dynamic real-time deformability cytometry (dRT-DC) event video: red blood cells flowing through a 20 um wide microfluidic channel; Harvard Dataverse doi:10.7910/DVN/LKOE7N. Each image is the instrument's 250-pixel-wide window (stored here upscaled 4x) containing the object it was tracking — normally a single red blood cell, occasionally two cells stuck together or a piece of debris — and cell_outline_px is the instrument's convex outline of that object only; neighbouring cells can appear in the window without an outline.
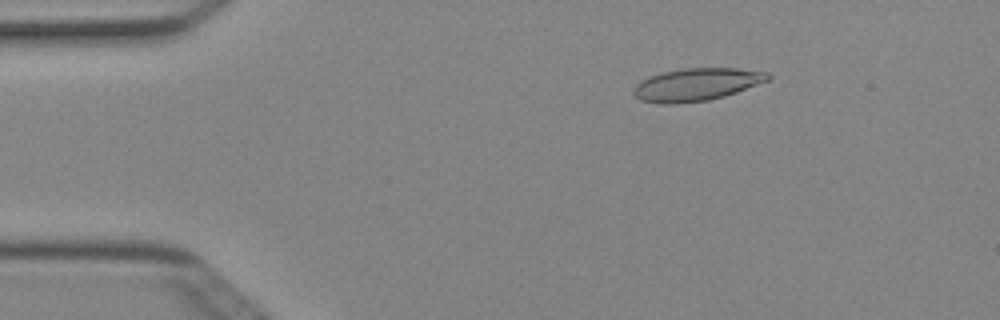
{"species": "Egyptian fruit bat (a non-hibernating species)", "species_latin": "Rousettus aegyptiacus", "temperature_condition": "cold", "stored_images_in_passage": 50, "camera_frame_rate_fps": 3000, "um_per_image_px": 0.085, "animal": {"sex": "female"}, "frame": {"image": 1, "passage_image": 8, "time_ms": 2.333, "image_size_px": [1000, 320], "cell_outline_px": [[772, 76], [768, 80], [736, 92], [724, 96], [708, 100], [676, 104], [660, 104], [640, 100], [632, 92], [632, 88], [636, 84], [652, 76], [664, 72], [684, 68], [736, 68], [768, 72]], "centroid_in_image_um": [59.2, 7.19], "position_along_channel_um": 25.8, "area_um2": 25.37}}
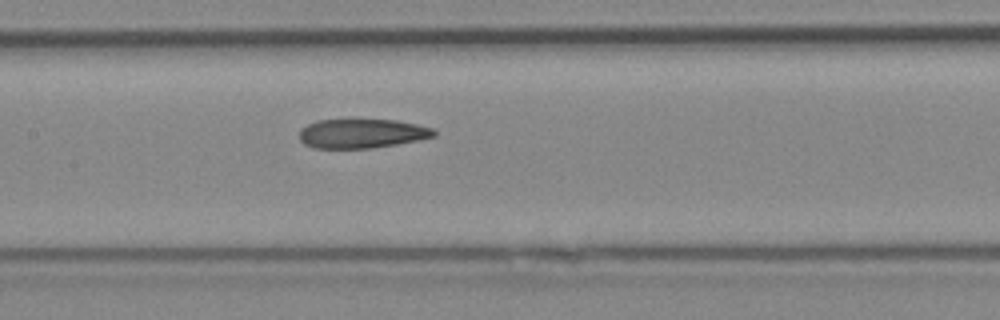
{"frame": {"image": 2, "passage_image": 24, "time_ms": 7.667, "image_size_px": [1000, 320], "cell_outline_px": [[436, 136], [396, 144], [372, 148], [312, 148], [304, 144], [300, 140], [300, 128], [316, 120], [396, 120], [416, 124], [432, 128], [436, 132]], "centroid_in_image_um": [30.73, 11.35], "position_along_channel_um": 176.7, "area_um2": 22.83}}
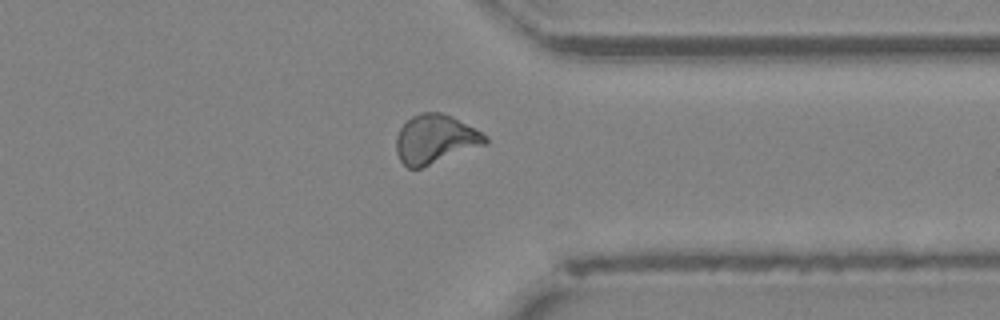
{"frame": {"image": 3, "passage_image": 39, "time_ms": 12.667, "image_size_px": [1000, 320], "cell_outline_px": [[488, 144], [420, 168], [408, 168], [400, 160], [396, 152], [396, 136], [400, 128], [412, 116], [420, 112], [440, 112], [452, 116], [488, 136]], "centroid_in_image_um": [37.0, 11.83], "position_along_channel_um": 374.4, "area_um2": 25.37}, "authors_computed_cell_mechanics": {"area_um2": 24.5361, "velocity_mm_per_s": 4.0159, "shape_relaxation_time_tau1_ms": null, "shape_relaxation_time_tau2_ms": 3.8945, "deformation_change_tau1": null, "deformation_change_tau2": 0.1019}}